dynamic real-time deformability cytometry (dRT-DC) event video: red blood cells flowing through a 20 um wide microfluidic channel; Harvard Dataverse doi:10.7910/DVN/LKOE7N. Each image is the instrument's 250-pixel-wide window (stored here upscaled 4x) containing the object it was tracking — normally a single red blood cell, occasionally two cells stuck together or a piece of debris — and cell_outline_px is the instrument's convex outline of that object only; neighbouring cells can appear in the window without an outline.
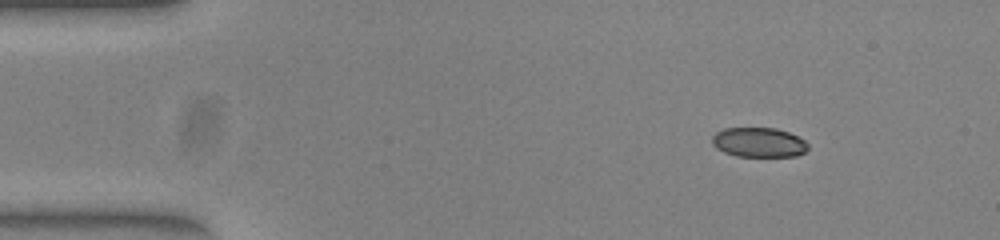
{"species": "common noctule bat (a hibernating species)", "species_latin": "Nyctalus noctula", "temperature_condition": "warm", "stored_images_in_passage": 46, "camera_frame_rate_fps": 3000, "um_per_image_px": 0.085, "animal": {"sex": "female", "body_mass_g": 23.0, "forearm_length_mm": 53.4}, "frame": {"image": 1, "passage_image": 1, "time_ms": 0.0, "image_size_px": [1000, 240], "cell_outline_px": [[808, 148], [804, 152], [796, 156], [736, 156], [724, 152], [716, 148], [712, 144], [712, 136], [716, 132], [724, 128], [776, 128], [788, 132], [804, 140], [808, 144]], "centroid_in_image_um": [64.47, 12.1], "position_along_channel_um": 20.5, "area_um2": 16.53}}
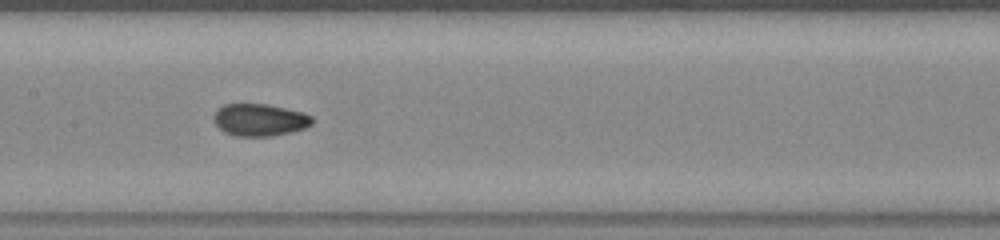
{"frame": {"image": 2, "passage_image": 20, "time_ms": 6.333, "image_size_px": [1000, 240], "cell_outline_px": [[312, 124], [304, 128], [272, 136], [236, 136], [224, 132], [216, 124], [212, 116], [224, 104], [268, 104], [304, 112], [312, 116]], "centroid_in_image_um": [22.08, 10.18], "position_along_channel_um": 185.3, "area_um2": 18.38}}
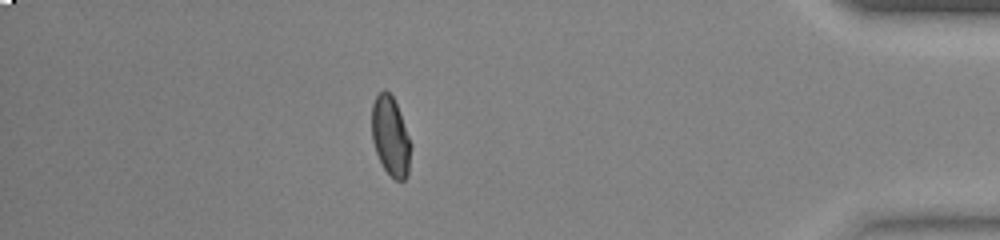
{"frame": {"image": 3, "passage_image": 40, "time_ms": 13.0, "image_size_px": [1000, 240], "cell_outline_px": [[412, 144], [408, 176], [404, 180], [396, 180], [384, 168], [376, 152], [372, 140], [372, 104], [376, 96], [384, 88], [392, 96], [396, 104]], "centroid_in_image_um": [33.21, 11.59], "position_along_channel_um": 402.0, "area_um2": 17.98}, "authors_computed_cell_mechanics": {"area_um2": 18.3804, "velocity_mm_per_s": 3.9347, "shape_relaxation_time_tau1_ms": 10.3236, "shape_relaxation_time_tau2_ms": 0.8707, "deformation_change_tau1": 0.2508, "deformation_change_tau2": 0.0356}}